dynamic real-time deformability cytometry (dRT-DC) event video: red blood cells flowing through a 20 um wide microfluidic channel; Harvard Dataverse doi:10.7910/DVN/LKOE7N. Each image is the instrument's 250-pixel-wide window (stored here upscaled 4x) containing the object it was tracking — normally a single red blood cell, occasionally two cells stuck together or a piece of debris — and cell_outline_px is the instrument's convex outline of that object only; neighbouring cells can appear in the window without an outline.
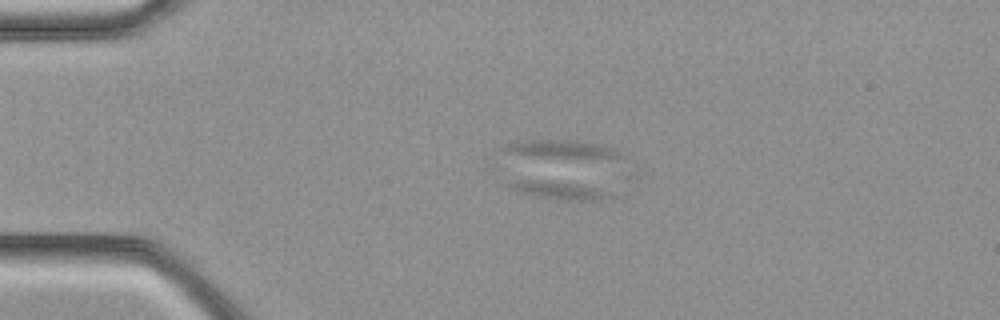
{"species": "common noctule bat (a hibernating species)", "species_latin": "Nyctalus noctula", "temperature_condition": "cold", "stored_images_in_passage": 40, "segment_of_instrument_passage": [1, 2], "camera_frame_rate_fps": 3000, "um_per_image_px": 0.085, "animal": {"sex": "female", "body_mass_g": 21.9}, "frame": {"image": 1, "passage_image": 9, "time_ms": 2.667, "image_size_px": [1000, 320], "cell_outline_px": [[612, 200], [564, 200], [532, 196], [508, 188], [500, 180], [548, 180], [580, 184], [608, 192], [612, 196]], "centroid_in_image_um": [47.37, 16.16], "position_along_channel_um": 37.6, "area_um2": 10.92}}
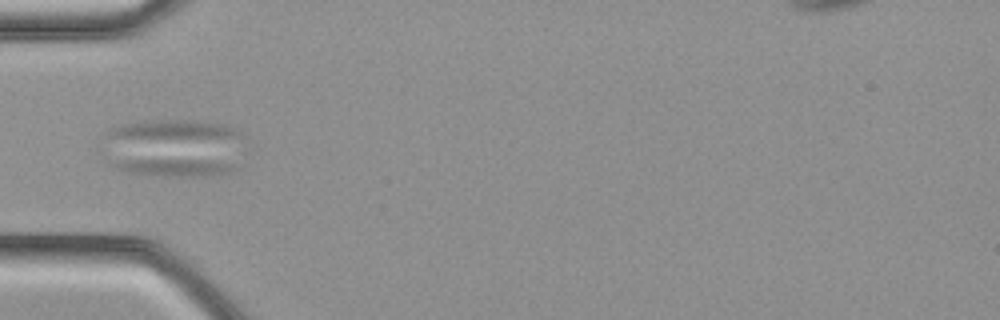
{"frame": {"image": 2, "passage_image": 13, "time_ms": 4.0, "image_size_px": [1000, 320], "cell_outline_px": [[236, 168], [232, 172], [208, 176], [164, 176], [128, 172], [116, 168], [116, 160], [208, 160], [232, 164]], "centroid_in_image_um": [14.91, 14.24], "position_along_channel_um": 70.1, "area_um2": 11.79}}